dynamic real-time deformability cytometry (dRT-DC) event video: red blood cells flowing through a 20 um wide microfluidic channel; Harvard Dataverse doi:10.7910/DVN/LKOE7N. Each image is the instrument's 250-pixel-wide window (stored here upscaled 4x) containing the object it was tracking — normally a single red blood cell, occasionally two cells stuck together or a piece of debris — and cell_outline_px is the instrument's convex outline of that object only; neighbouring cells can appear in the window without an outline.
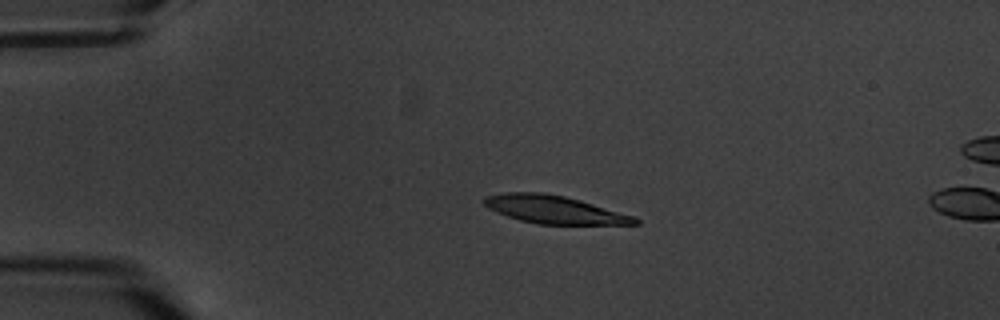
{"species": "common noctule bat (a hibernating species)", "species_latin": "Nyctalus noctula", "temperature_condition": "warm", "stored_images_in_passage": 4, "camera_frame_rate_fps": 3000, "um_per_image_px": 0.085, "animal": {"sex": "male", "body_mass_g": 20.1, "forearm_length_mm": 53.5}, "frame": {"image": 1, "passage_image": 3, "time_ms": 3.333, "image_size_px": [1000, 320], "cell_outline_px": [[640, 224], [540, 224], [520, 220], [496, 212], [488, 208], [484, 204], [484, 196], [504, 192], [544, 192], [564, 196], [580, 200], [632, 216], [640, 220]], "centroid_in_image_um": [47.06, 17.8], "position_along_channel_um": 37.9, "area_um2": 24.28}}